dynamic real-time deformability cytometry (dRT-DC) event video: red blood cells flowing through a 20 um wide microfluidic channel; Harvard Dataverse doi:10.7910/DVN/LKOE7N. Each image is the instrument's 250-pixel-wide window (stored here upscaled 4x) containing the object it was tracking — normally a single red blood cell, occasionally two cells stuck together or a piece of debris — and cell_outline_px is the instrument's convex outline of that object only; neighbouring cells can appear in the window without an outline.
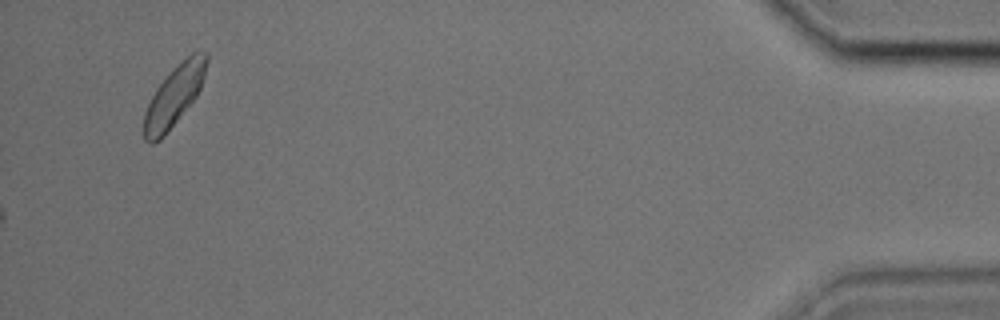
{"species": "common noctule bat (a hibernating species)", "species_latin": "Nyctalus noctula", "temperature_condition": "cold", "stored_images_in_passage": 40, "camera_frame_rate_fps": 3000, "um_per_image_px": 0.085, "animal": {"sex": "male", "body_mass_g": 17.9, "forearm_length_mm": 54.2}, "frame": {"image": 1, "passage_image": 40, "time_ms": 13.0, "image_size_px": [1000, 320], "cell_outline_px": [[208, 60], [200, 88], [196, 96], [164, 136], [160, 140], [152, 144], [148, 144], [144, 140], [144, 112], [156, 88], [192, 52], [208, 52]], "centroid_in_image_um": [14.78, 8.21], "position_along_channel_um": 420.4, "area_um2": 21.33}}